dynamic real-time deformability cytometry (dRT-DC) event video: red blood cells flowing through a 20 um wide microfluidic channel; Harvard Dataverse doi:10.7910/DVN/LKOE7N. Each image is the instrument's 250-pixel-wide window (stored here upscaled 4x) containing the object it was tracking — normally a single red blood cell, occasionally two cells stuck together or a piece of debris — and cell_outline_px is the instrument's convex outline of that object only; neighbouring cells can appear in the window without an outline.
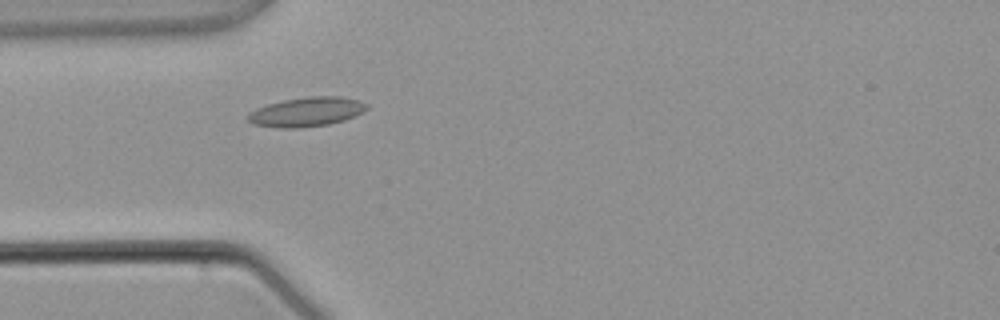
{"species": "common noctule bat (a hibernating species)", "species_latin": "Nyctalus noctula", "temperature_condition": "warm", "stored_images_in_passage": 3, "camera_frame_rate_fps": 3000, "um_per_image_px": 0.085, "animal": {"sex": "male", "body_mass_g": 21.5, "forearm_length_mm": 52.0}, "frame": {"image": 1, "passage_image": 3, "time_ms": 2.333, "image_size_px": [1000, 320], "cell_outline_px": [[368, 108], [364, 112], [344, 120], [328, 124], [300, 128], [280, 128], [256, 124], [248, 120], [248, 112], [256, 108], [268, 104], [284, 100], [308, 96], [340, 96], [360, 100], [368, 104]], "centroid_in_image_um": [26.1, 9.5], "position_along_channel_um": 58.9, "area_um2": 20.35}}